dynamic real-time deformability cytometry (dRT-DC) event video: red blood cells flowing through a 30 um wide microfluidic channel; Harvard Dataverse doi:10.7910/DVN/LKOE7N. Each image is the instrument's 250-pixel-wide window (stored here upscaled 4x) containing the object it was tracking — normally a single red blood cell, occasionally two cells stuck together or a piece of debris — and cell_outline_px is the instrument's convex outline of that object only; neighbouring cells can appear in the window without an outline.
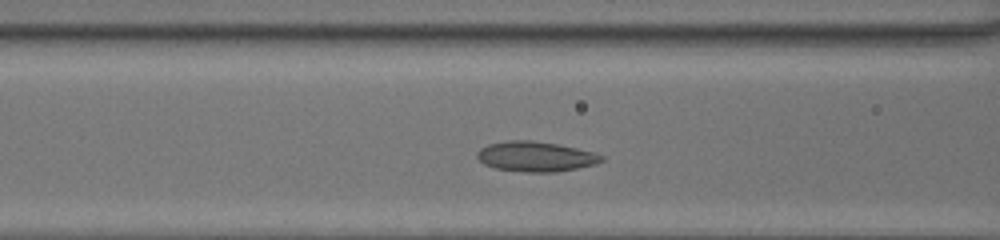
{"species": "common noctule bat (a hibernating species)", "species_latin": "Nyctalus noctula", "temperature_condition": "room temperature", "stored_images_in_passage": 37, "camera_frame_rate_fps": 3000, "um_per_image_px": 0.085, "animal": {"sex": "female", "body_mass_g": 20.0, "forearm_length_mm": 54.0}, "frame": {"image": 1, "passage_image": 16, "time_ms": 5.0, "image_size_px": [1000, 240], "cell_outline_px": [[604, 160], [596, 164], [556, 172], [528, 172], [496, 168], [484, 164], [476, 156], [476, 152], [480, 148], [488, 144], [508, 140], [532, 140], [556, 144], [596, 152], [604, 156]], "centroid_in_image_um": [45.54, 13.3], "position_along_channel_um": 121.1, "area_um2": 21.79}}
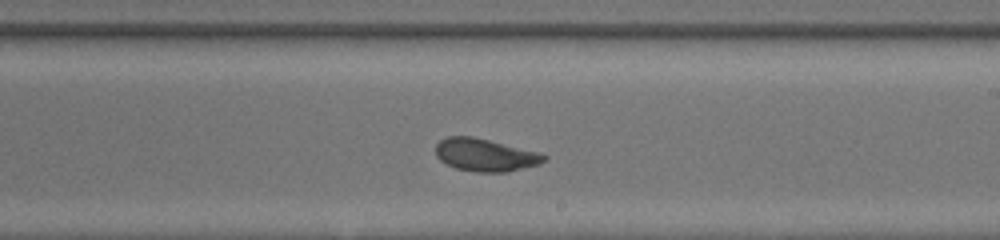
{"frame": {"image": 2, "passage_image": 25, "time_ms": 8.0, "image_size_px": [1000, 240], "cell_outline_px": [[548, 156], [540, 164], [508, 172], [476, 172], [456, 168], [440, 160], [436, 156], [436, 144], [440, 140], [448, 136], [472, 136], [540, 152]], "centroid_in_image_um": [41.25, 13.17], "position_along_channel_um": 247.7, "area_um2": 20.63}}
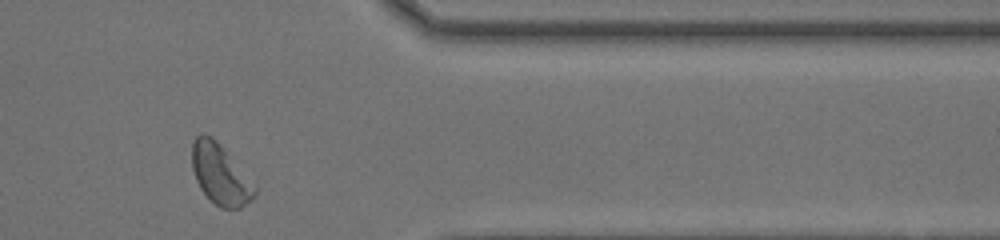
{"frame": {"image": 3, "passage_image": 36, "time_ms": 11.667, "image_size_px": [1000, 240], "cell_outline_px": [[256, 196], [252, 200], [240, 208], [220, 208], [200, 188], [196, 180], [192, 168], [192, 140], [200, 132], [204, 132], [212, 136], [216, 140], [256, 184]], "centroid_in_image_um": [18.73, 14.79], "position_along_channel_um": 392.7, "area_um2": 22.2}, "authors_computed_cell_mechanics": {"area_um2": 21.5594, "velocity_mm_per_s": 4.2341, "shape_relaxation_time_tau1_ms": 2.8402, "shape_relaxation_time_tau2_ms": 1.3034, "deformation_change_tau1": 0.1094, "deformation_change_tau2": 0.0687}}